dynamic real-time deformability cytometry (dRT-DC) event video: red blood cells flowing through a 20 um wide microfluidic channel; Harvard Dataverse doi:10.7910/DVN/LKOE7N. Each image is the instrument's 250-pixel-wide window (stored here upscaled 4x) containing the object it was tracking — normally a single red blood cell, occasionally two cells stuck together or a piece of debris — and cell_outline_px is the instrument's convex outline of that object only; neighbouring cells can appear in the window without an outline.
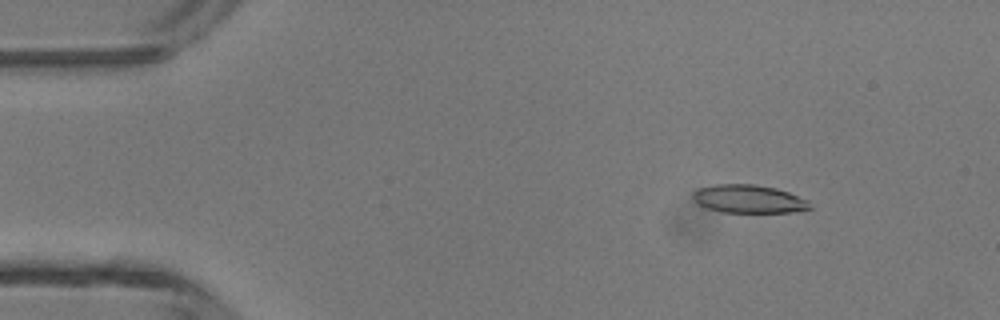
{"species": "common noctule bat (a hibernating species)", "species_latin": "Nyctalus noctula", "temperature_condition": "room temperature", "stored_images_in_passage": 46, "camera_frame_rate_fps": 3000, "um_per_image_px": 0.085, "animal": {"sex": "male", "body_mass_g": 13.3}, "frame": {"image": 1, "passage_image": 5, "time_ms": 1.333, "image_size_px": [1000, 320], "cell_outline_px": [[812, 208], [792, 212], [720, 212], [708, 208], [692, 200], [692, 192], [700, 188], [716, 184], [756, 184], [776, 188], [788, 192], [808, 200]], "centroid_in_image_um": [63.63, 16.91], "position_along_channel_um": 21.4, "area_um2": 19.19}}
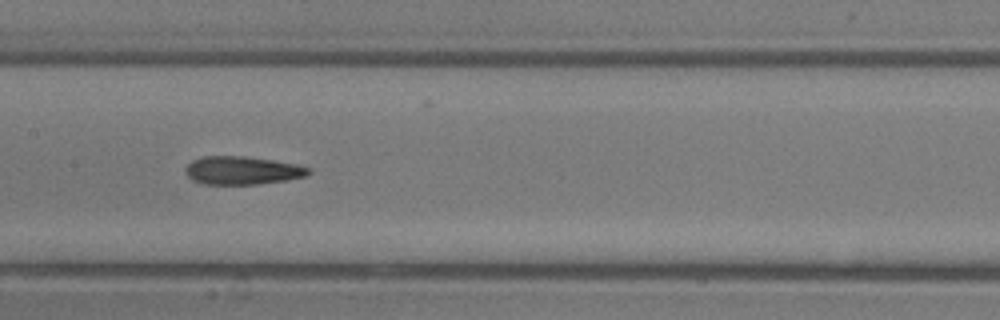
{"frame": {"image": 2, "passage_image": 22, "time_ms": 7.0, "image_size_px": [1000, 320], "cell_outline_px": [[312, 172], [308, 176], [284, 180], [256, 184], [204, 184], [192, 180], [184, 172], [184, 168], [192, 160], [200, 156], [244, 156], [272, 160], [296, 164], [312, 168]], "centroid_in_image_um": [20.58, 14.48], "position_along_channel_um": 186.8, "area_um2": 20.35}}
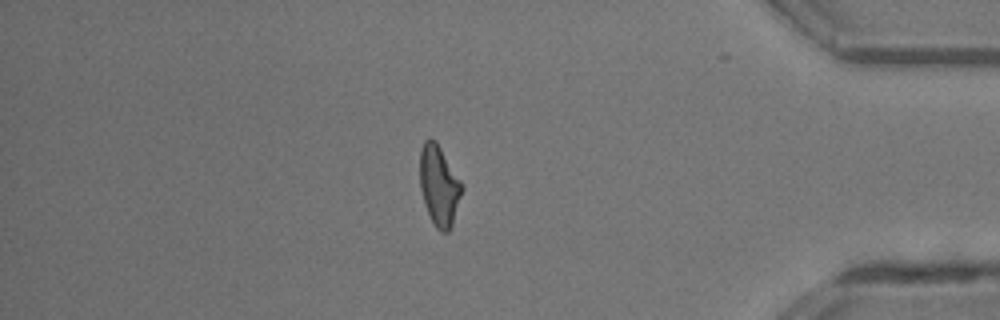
{"frame": {"image": 3, "passage_image": 39, "time_ms": 12.667, "image_size_px": [1000, 320], "cell_outline_px": [[464, 188], [452, 224], [448, 232], [440, 232], [436, 228], [424, 204], [420, 188], [420, 148], [424, 140], [428, 136], [436, 140], [460, 180]], "centroid_in_image_um": [37.31, 15.74], "position_along_channel_um": 397.9, "area_um2": 19.71}, "authors_computed_cell_mechanics": {"area_um2": 19.8832, "velocity_mm_per_s": 4.3735, "shape_relaxation_time_tau1_ms": null, "shape_relaxation_time_tau2_ms": 1.5063, "deformation_change_tau1": null, "deformation_change_tau2": 0.1114}}